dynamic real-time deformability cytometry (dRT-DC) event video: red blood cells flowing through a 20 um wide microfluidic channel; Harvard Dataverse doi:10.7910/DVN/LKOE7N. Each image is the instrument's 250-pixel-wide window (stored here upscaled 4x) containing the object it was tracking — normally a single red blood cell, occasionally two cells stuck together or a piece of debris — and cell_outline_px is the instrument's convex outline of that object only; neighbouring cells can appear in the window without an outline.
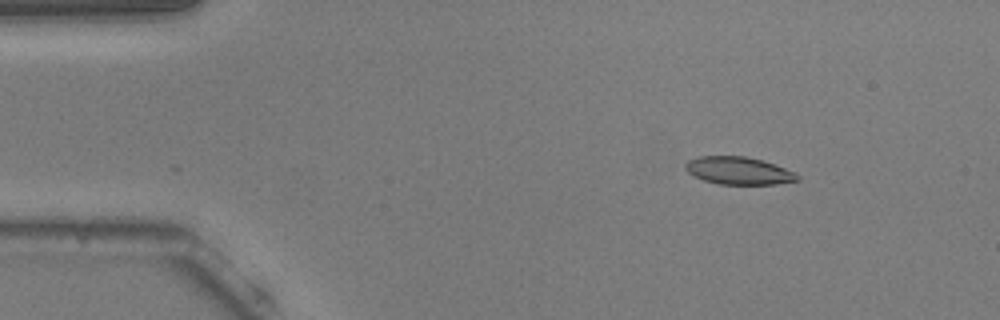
{"species": "common noctule bat (a hibernating species)", "species_latin": "Nyctalus noctula", "temperature_condition": "warm", "stored_images_in_passage": 55, "segment_of_instrument_passage": [1, 2], "camera_frame_rate_fps": 3000, "um_per_image_px": 0.085, "animal": {"sex": "male", "body_mass_g": 20.5, "forearm_length_mm": 52.5}, "frame": {"image": 1, "passage_image": 8, "time_ms": 2.333, "image_size_px": [1000, 320], "cell_outline_px": [[800, 180], [776, 184], [720, 184], [704, 180], [688, 172], [684, 168], [684, 164], [688, 160], [700, 156], [744, 156], [764, 160], [796, 172], [800, 176]], "centroid_in_image_um": [62.82, 14.5], "position_along_channel_um": 22.2, "area_um2": 18.09}}
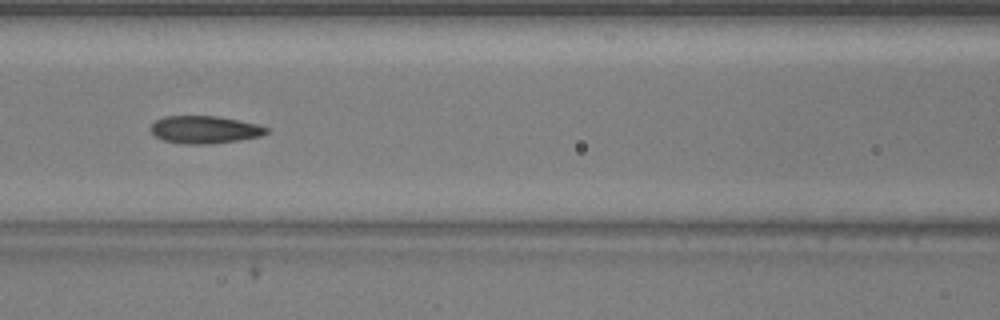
{"frame": {"image": 2, "passage_image": 24, "time_ms": 7.667, "image_size_px": [1000, 320], "cell_outline_px": [[268, 132], [260, 136], [240, 140], [208, 144], [184, 144], [164, 140], [156, 136], [152, 132], [152, 124], [156, 120], [164, 116], [216, 116], [260, 124], [268, 128]], "centroid_in_image_um": [17.43, 11.02], "position_along_channel_um": 149.2, "area_um2": 18.5}}
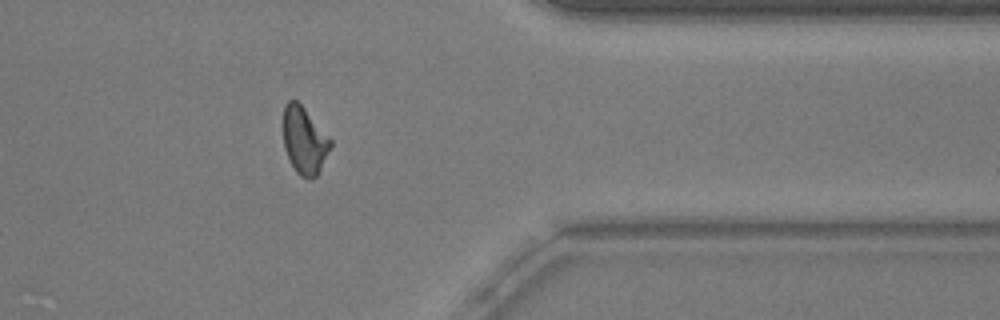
{"frame": {"image": 3, "passage_image": 44, "time_ms": 14.333, "image_size_px": [1000, 320], "cell_outline_px": [[332, 148], [316, 176], [300, 176], [296, 172], [284, 148], [284, 104], [288, 100], [296, 100], [304, 108], [332, 140]], "centroid_in_image_um": [25.88, 11.92], "position_along_channel_um": 385.5, "area_um2": 18.15}}